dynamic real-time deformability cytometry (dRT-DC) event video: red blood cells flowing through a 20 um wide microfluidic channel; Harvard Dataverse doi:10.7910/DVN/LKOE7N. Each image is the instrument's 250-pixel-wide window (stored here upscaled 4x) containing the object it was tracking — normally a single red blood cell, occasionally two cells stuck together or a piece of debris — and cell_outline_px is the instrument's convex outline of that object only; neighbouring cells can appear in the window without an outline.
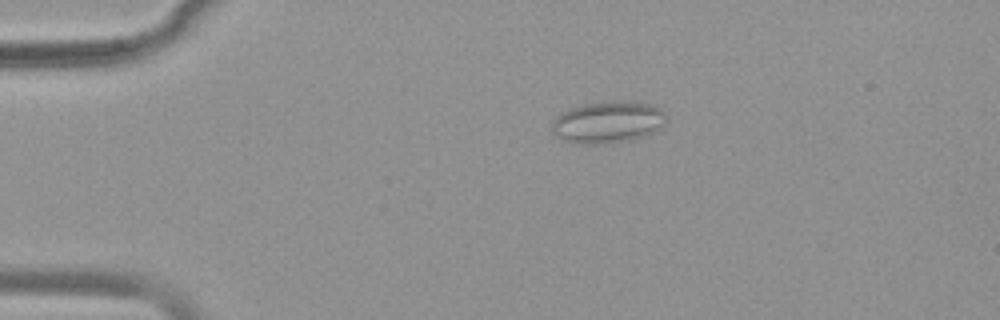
{"species": "common noctule bat (a hibernating species)", "species_latin": "Nyctalus noctula", "temperature_condition": "warm", "stored_images_in_passage": 54, "camera_frame_rate_fps": 3000, "um_per_image_px": 0.085, "animal": {"sex": "female", "body_mass_g": 19.9}, "frame": {"image": 1, "passage_image": 12, "time_ms": 3.667, "image_size_px": [1000, 320], "cell_outline_px": [[668, 120], [660, 128], [652, 132], [628, 140], [604, 144], [572, 144], [556, 136], [548, 128], [552, 120], [560, 112], [580, 104], [612, 100], [648, 104], [660, 108], [668, 116]], "centroid_in_image_um": [51.59, 10.38], "position_along_channel_um": 33.4, "area_um2": 28.32}}
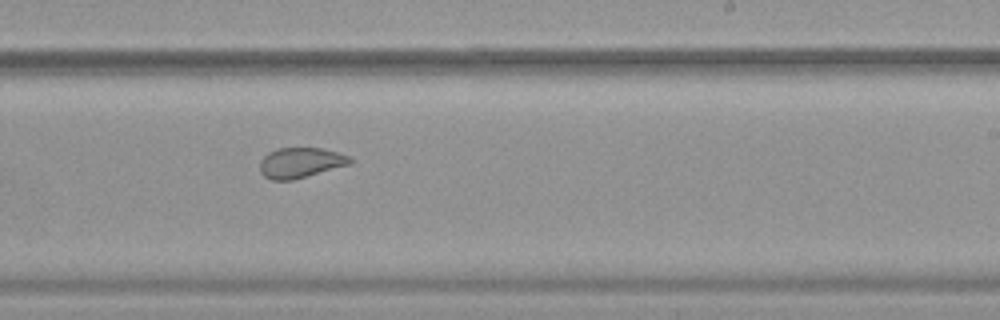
{"frame": {"image": 2, "passage_image": 34, "time_ms": 11.0, "image_size_px": [1000, 320], "cell_outline_px": [[352, 164], [292, 180], [272, 180], [264, 176], [260, 172], [260, 160], [268, 152], [276, 148], [320, 148], [340, 152], [352, 156]], "centroid_in_image_um": [25.57, 13.82], "position_along_channel_um": 263.4, "area_um2": 16.13}}
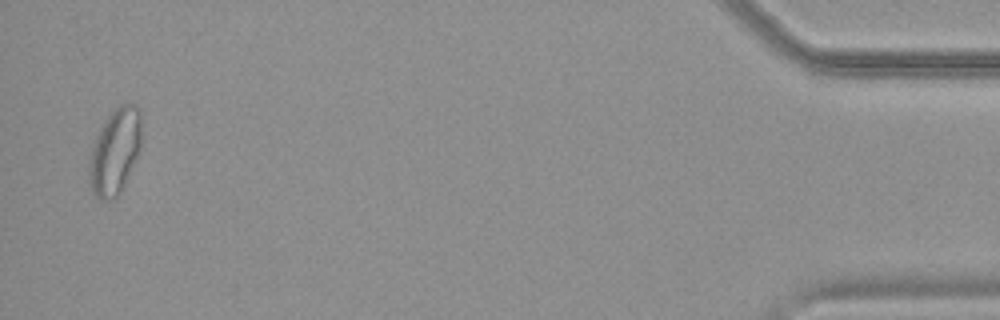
{"frame": {"image": 3, "passage_image": 53, "time_ms": 17.333, "image_size_px": [1000, 320], "cell_outline_px": [[140, 152], [120, 192], [112, 200], [100, 200], [92, 192], [88, 184], [88, 160], [92, 144], [104, 120], [116, 108], [124, 104], [136, 104], [140, 108]], "centroid_in_image_um": [9.74, 12.9], "position_along_channel_um": 425.5, "area_um2": 26.36}, "authors_computed_cell_mechanics": {"area_um2": 22.0218, "velocity_mm_per_s": 3.8192, "shape_relaxation_time_tau1_ms": null, "shape_relaxation_time_tau2_ms": 1.0322, "deformation_change_tau1": null, "deformation_change_tau2": 0.0558}}